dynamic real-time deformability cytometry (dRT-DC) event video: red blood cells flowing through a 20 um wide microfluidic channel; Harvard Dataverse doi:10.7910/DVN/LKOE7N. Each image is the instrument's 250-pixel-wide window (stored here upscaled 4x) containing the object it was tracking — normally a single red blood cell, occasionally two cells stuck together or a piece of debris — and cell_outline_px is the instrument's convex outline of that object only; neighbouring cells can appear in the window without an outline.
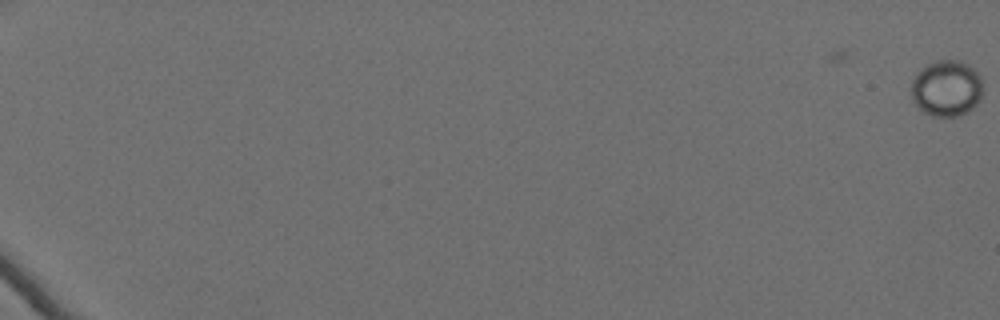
{"species": "Egyptian fruit bat (a non-hibernating species)", "species_latin": "Rousettus aegyptiacus", "temperature_condition": "cold", "stored_images_in_passage": 5, "camera_frame_rate_fps": 3000, "um_per_image_px": 0.085, "animal": {"sex": "female"}, "frame": {"image": 1, "passage_image": 5, "time_ms": 1.333, "image_size_px": [1000, 320], "cell_outline_px": [[984, 88], [980, 100], [968, 112], [960, 116], [932, 116], [924, 112], [912, 100], [912, 80], [916, 72], [920, 68], [936, 60], [956, 60], [972, 68], [980, 76]], "centroid_in_image_um": [80.46, 7.51], "position_along_channel_um": 4.5, "area_um2": 23.52}}